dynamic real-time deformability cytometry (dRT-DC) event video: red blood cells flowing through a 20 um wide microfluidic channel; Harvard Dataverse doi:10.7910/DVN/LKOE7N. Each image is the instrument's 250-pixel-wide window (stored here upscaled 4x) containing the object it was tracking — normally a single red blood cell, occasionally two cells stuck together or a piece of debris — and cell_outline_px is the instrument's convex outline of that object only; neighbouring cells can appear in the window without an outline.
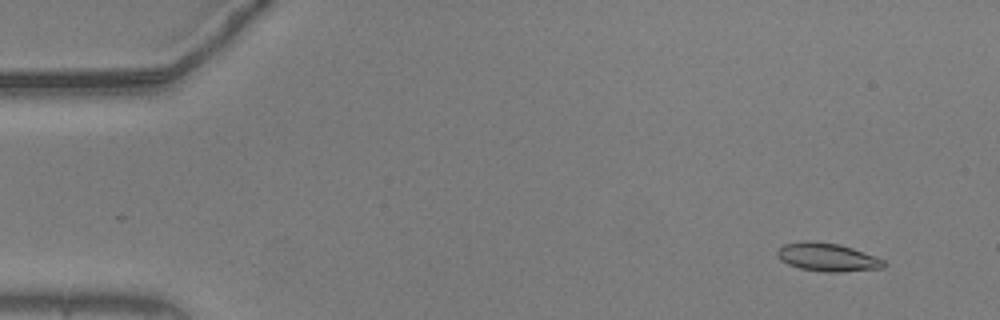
{"species": "common noctule bat (a hibernating species)", "species_latin": "Nyctalus noctula", "temperature_condition": "warm", "stored_images_in_passage": 56, "camera_frame_rate_fps": 3000, "um_per_image_px": 0.085, "animal": {"sex": "male", "body_mass_g": 20.5, "forearm_length_mm": 52.5}, "frame": {"image": 1, "passage_image": 5, "time_ms": 1.333, "image_size_px": [1000, 320], "cell_outline_px": [[888, 264], [884, 268], [840, 272], [824, 272], [800, 268], [788, 264], [780, 260], [776, 256], [776, 248], [784, 244], [800, 240], [812, 240], [840, 244], [876, 256], [884, 260]], "centroid_in_image_um": [70.3, 21.84], "position_along_channel_um": 14.7, "area_um2": 17.98}}
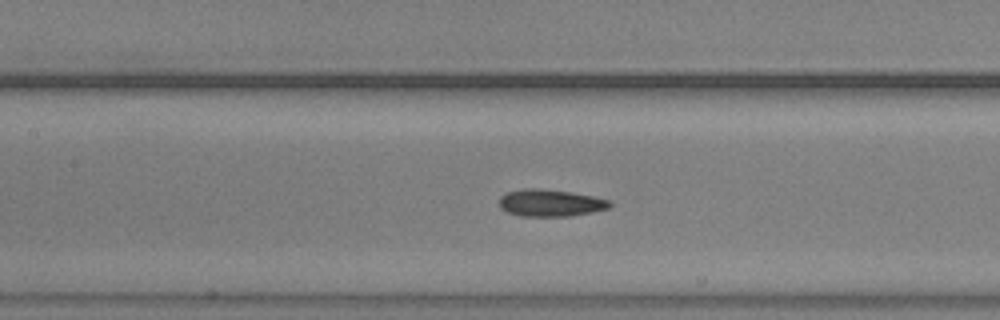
{"frame": {"image": 2, "passage_image": 26, "time_ms": 8.333, "image_size_px": [1000, 320], "cell_outline_px": [[612, 204], [608, 208], [592, 212], [568, 216], [520, 216], [508, 212], [500, 208], [500, 196], [508, 192], [524, 188], [540, 188], [572, 192], [612, 200]], "centroid_in_image_um": [46.79, 17.24], "position_along_channel_um": 160.6, "area_um2": 17.46}}
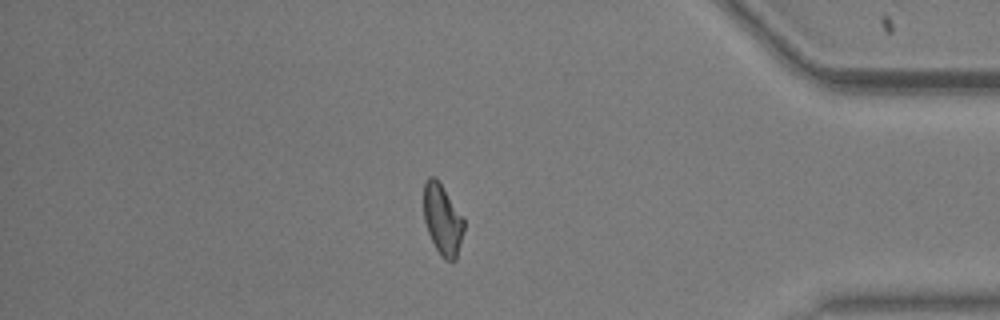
{"frame": {"image": 3, "passage_image": 48, "time_ms": 15.667, "image_size_px": [1000, 320], "cell_outline_px": [[464, 232], [456, 260], [444, 260], [440, 256], [428, 232], [424, 220], [424, 184], [428, 176], [436, 176], [440, 180], [464, 220]], "centroid_in_image_um": [37.61, 18.64], "position_along_channel_um": 397.6, "area_um2": 16.7}}